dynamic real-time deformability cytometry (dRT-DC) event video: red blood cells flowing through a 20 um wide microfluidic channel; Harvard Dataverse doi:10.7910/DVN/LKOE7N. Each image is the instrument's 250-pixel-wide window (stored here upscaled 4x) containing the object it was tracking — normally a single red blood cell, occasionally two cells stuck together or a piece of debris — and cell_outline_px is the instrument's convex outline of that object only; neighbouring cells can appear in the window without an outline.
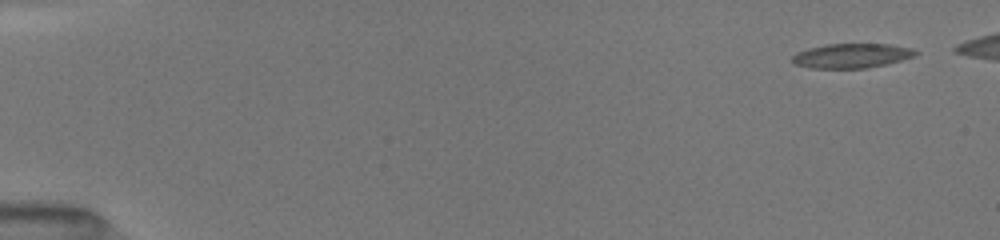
{"species": "common noctule bat (a hibernating species)", "species_latin": "Nyctalus noctula", "temperature_condition": "room temperature", "stored_images_in_passage": 8, "camera_frame_rate_fps": 3000, "um_per_image_px": 0.085, "animal": {"sex": "female", "body_mass_g": 19.5, "forearm_length_mm": 54.1}, "frame": {"image": 1, "passage_image": 1, "time_ms": 0.0, "image_size_px": [1000, 240], "cell_outline_px": [[920, 52], [912, 56], [900, 60], [884, 64], [864, 68], [812, 68], [796, 64], [792, 60], [792, 56], [796, 52], [808, 48], [828, 44], [888, 44], [908, 48]], "centroid_in_image_um": [72.34, 4.73], "position_along_channel_um": 12.7, "area_um2": 17.22}}
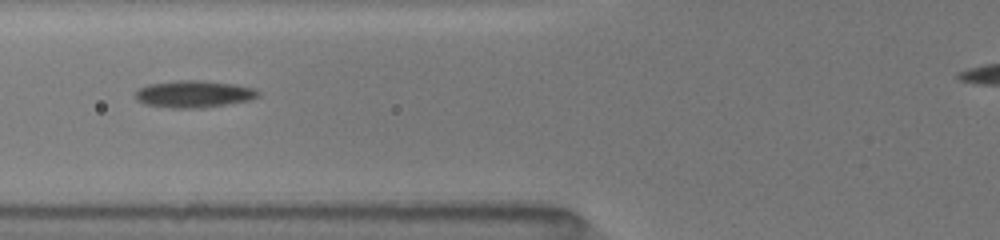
{"frame": {"image": 2, "passage_image": 7, "time_ms": 6.0, "image_size_px": [1000, 240], "cell_outline_px": [[260, 96], [252, 100], [204, 108], [172, 108], [144, 104], [136, 100], [136, 92], [140, 88], [148, 84], [180, 80], [200, 80], [232, 84], [256, 88], [260, 92]], "centroid_in_image_um": [16.52, 8.0], "position_along_channel_um": 109.3, "area_um2": 19.48}}